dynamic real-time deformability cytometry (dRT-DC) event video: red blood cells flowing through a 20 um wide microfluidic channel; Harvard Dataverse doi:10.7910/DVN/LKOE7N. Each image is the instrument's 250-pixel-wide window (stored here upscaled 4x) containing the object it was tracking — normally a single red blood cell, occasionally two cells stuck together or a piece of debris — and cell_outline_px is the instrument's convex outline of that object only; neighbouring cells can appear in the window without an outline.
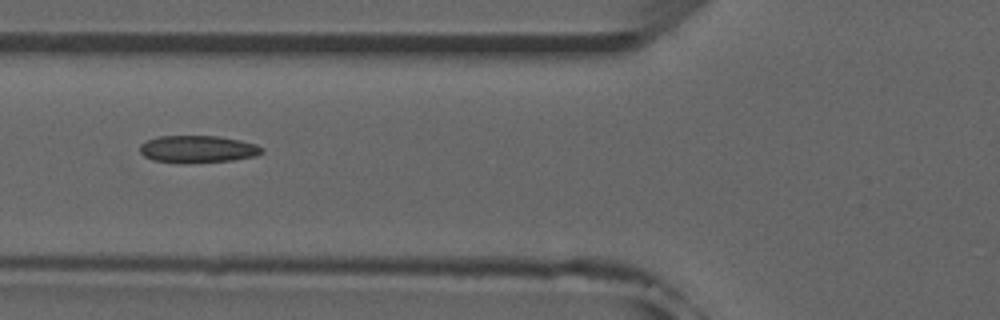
{"species": "common noctule bat (a hibernating species)", "species_latin": "Nyctalus noctula", "temperature_condition": "room temperature", "stored_images_in_passage": 47, "camera_frame_rate_fps": 3000, "um_per_image_px": 0.085, "animal": {"sex": "male", "forearm_length_mm": 52.5}, "frame": {"image": 1, "passage_image": 20, "time_ms": 6.333, "image_size_px": [1000, 320], "cell_outline_px": [[264, 152], [256, 156], [232, 160], [184, 164], [180, 164], [152, 160], [144, 156], [140, 152], [140, 144], [156, 136], [220, 136], [240, 140], [256, 144], [264, 148]], "centroid_in_image_um": [16.8, 12.68], "position_along_channel_um": 109.0, "area_um2": 19.71}}
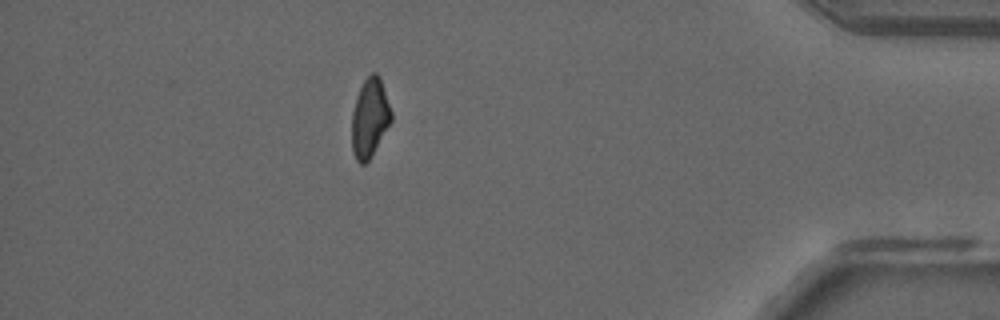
{"frame": {"image": 2, "passage_image": 46, "time_ms": 15.0, "image_size_px": [1000, 320], "cell_outline_px": [[392, 120], [368, 160], [364, 164], [360, 164], [356, 160], [352, 152], [352, 112], [356, 96], [364, 80], [372, 72], [376, 72], [380, 76], [392, 112]], "centroid_in_image_um": [31.42, 9.99], "position_along_channel_um": 403.8, "area_um2": 18.03}}